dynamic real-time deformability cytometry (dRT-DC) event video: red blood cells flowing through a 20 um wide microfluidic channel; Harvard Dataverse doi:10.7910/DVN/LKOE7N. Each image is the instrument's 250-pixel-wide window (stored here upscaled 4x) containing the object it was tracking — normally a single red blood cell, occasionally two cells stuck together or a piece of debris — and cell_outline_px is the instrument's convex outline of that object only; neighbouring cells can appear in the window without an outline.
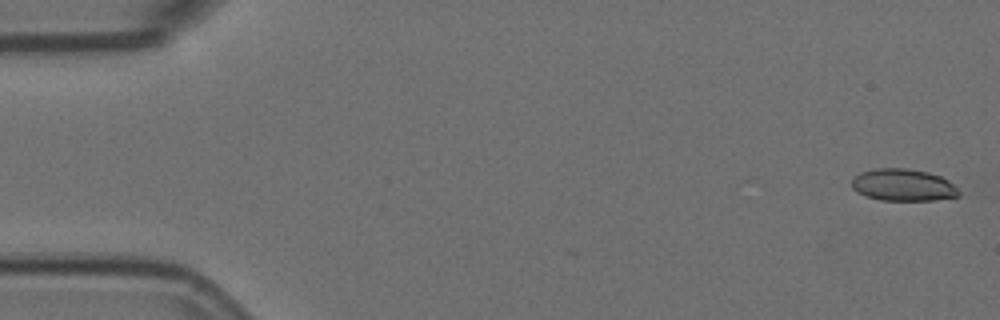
{"species": "Egyptian fruit bat (a non-hibernating species)", "species_latin": "Rousettus aegyptiacus", "temperature_condition": "room temperature", "stored_images_in_passage": 6, "camera_frame_rate_fps": 3000, "um_per_image_px": 0.085, "animal": {"sex": "female"}, "frame": {"image": 1, "passage_image": 1, "time_ms": 0.0, "image_size_px": [1000, 320], "cell_outline_px": [[960, 196], [936, 200], [880, 200], [864, 196], [856, 192], [852, 188], [852, 180], [860, 172], [876, 168], [904, 168], [928, 172], [940, 176], [948, 180], [960, 192]], "centroid_in_image_um": [76.75, 15.73], "position_along_channel_um": 8.2, "area_um2": 20.06}}
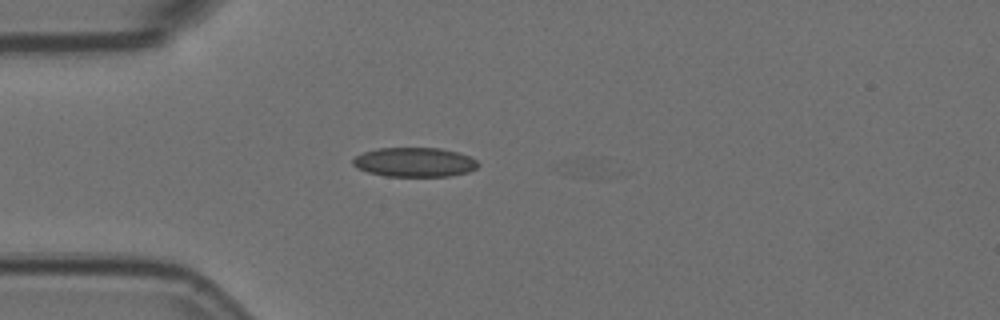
{"frame": {"image": 2, "passage_image": 5, "time_ms": 1.333, "image_size_px": [1000, 320], "cell_outline_px": [[480, 164], [476, 168], [468, 172], [448, 176], [384, 176], [368, 172], [356, 168], [352, 164], [352, 160], [356, 156], [364, 152], [376, 148], [440, 148], [456, 152], [468, 156], [476, 160]], "centroid_in_image_um": [35.21, 13.79], "position_along_channel_um": 49.8, "area_um2": 21.39}}